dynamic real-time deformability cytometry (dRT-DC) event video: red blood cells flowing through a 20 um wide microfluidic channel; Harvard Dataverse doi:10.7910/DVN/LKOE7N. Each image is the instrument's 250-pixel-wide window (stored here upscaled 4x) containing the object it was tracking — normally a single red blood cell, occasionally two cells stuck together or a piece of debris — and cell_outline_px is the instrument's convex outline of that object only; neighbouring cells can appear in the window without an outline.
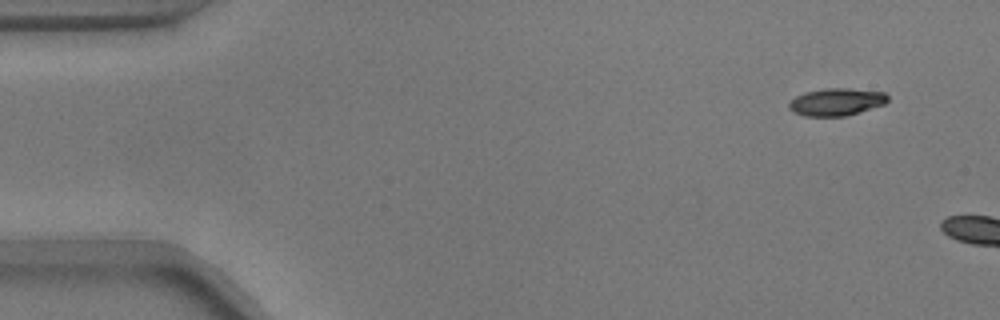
{"species": "common noctule bat (a hibernating species)", "species_latin": "Nyctalus noctula", "temperature_condition": "warm", "stored_images_in_passage": 4, "camera_frame_rate_fps": 3000, "um_per_image_px": 0.085, "animal": {"sex": "male", "body_mass_g": 17.9}, "frame": {"image": 1, "passage_image": 1, "time_ms": 0.0, "image_size_px": [1000, 320], "cell_outline_px": [[888, 100], [884, 104], [860, 112], [844, 116], [804, 116], [788, 108], [788, 104], [796, 96], [804, 92], [824, 88], [848, 88], [884, 92], [888, 96]], "centroid_in_image_um": [71.09, 8.65], "position_along_channel_um": 13.9, "area_um2": 15.72}}